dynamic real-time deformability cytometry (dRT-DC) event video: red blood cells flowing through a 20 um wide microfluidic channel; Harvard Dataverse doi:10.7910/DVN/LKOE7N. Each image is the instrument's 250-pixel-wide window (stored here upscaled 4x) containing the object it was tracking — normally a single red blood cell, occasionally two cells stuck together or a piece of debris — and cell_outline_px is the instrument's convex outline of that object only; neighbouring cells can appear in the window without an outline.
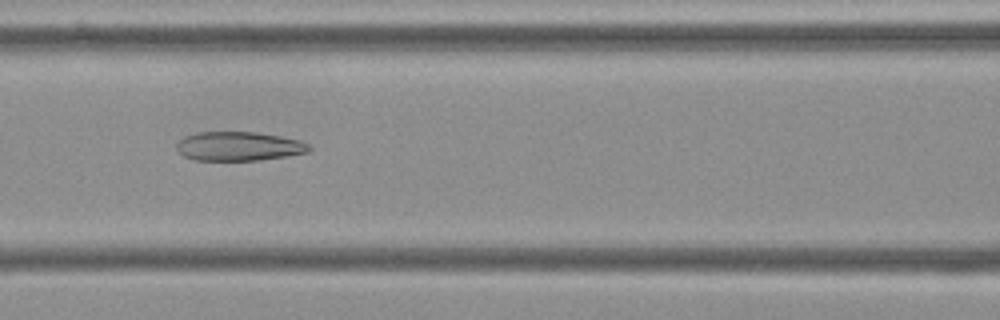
{"species": "Egyptian fruit bat (a non-hibernating species)", "species_latin": "Rousettus aegyptiacus", "temperature_condition": "cold", "stored_images_in_passage": 55, "camera_frame_rate_fps": 3000, "um_per_image_px": 0.085, "frame": {"image": 1, "passage_image": 24, "time_ms": 7.667, "image_size_px": [1000, 320], "cell_outline_px": [[312, 148], [308, 152], [260, 160], [196, 160], [184, 156], [176, 148], [176, 144], [184, 136], [196, 132], [256, 132], [280, 136], [300, 140], [308, 144]], "centroid_in_image_um": [20.29, 12.42], "position_along_channel_um": 146.3, "area_um2": 22.37}}
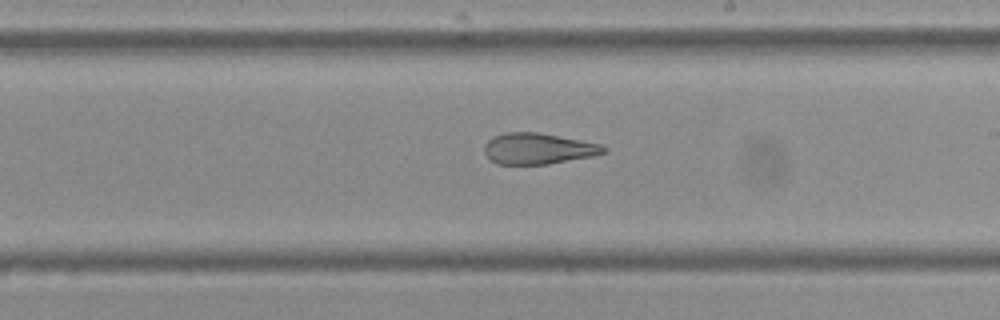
{"frame": {"image": 2, "passage_image": 32, "time_ms": 10.333, "image_size_px": [1000, 320], "cell_outline_px": [[608, 152], [596, 156], [548, 164], [496, 164], [484, 152], [484, 144], [488, 140], [504, 132], [536, 132], [580, 140], [600, 144], [608, 148]], "centroid_in_image_um": [45.78, 12.64], "position_along_channel_um": 243.2, "area_um2": 21.62}}
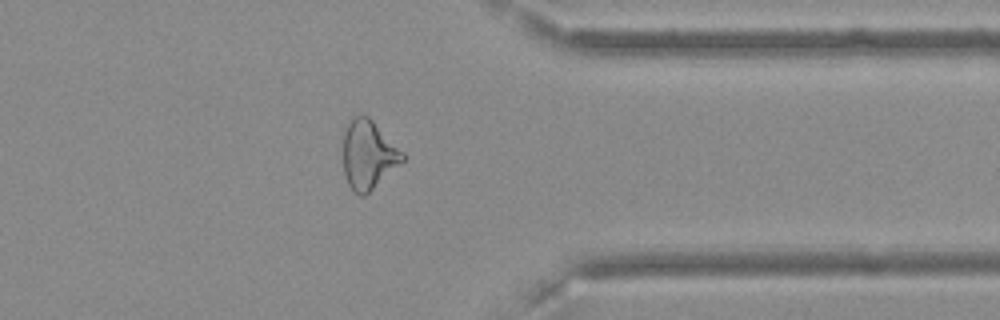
{"frame": {"image": 3, "passage_image": 44, "time_ms": 14.333, "image_size_px": [1000, 320], "cell_outline_px": [[404, 160], [364, 196], [360, 196], [348, 184], [344, 172], [344, 132], [348, 120], [352, 116], [368, 116], [404, 152]], "centroid_in_image_um": [31.3, 13.13], "position_along_channel_um": 380.1, "area_um2": 23.41}, "authors_computed_cell_mechanics": {"area_um2": 25.5476, "velocity_mm_per_s": 3.6505, "shape_relaxation_time_tau1_ms": null, "shape_relaxation_time_tau2_ms": 2.7718, "deformation_change_tau1": null, "deformation_change_tau2": 0.1259}}